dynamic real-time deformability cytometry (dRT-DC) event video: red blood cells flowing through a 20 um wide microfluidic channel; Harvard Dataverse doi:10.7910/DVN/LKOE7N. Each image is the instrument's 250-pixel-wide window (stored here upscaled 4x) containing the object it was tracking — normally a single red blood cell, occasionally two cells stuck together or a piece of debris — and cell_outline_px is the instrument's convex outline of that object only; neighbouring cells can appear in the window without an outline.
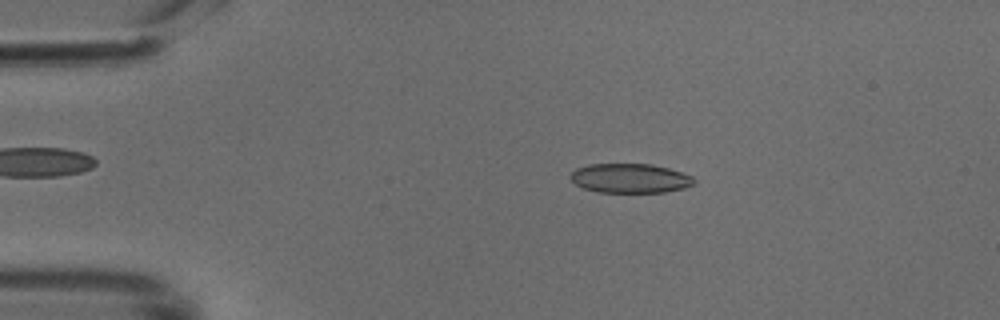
{"species": "common noctule bat (a hibernating species)", "species_latin": "Nyctalus noctula", "temperature_condition": "cold", "stored_images_in_passage": 42, "camera_frame_rate_fps": 3000, "um_per_image_px": 0.085, "animal": {"sex": "male", "body_mass_g": 18.8}, "frame": {"image": 1, "passage_image": 3, "time_ms": 0.667, "image_size_px": [1000, 320], "cell_outline_px": [[696, 184], [684, 188], [664, 192], [596, 192], [584, 188], [576, 184], [572, 180], [572, 172], [576, 168], [588, 164], [652, 164], [668, 168], [692, 176], [696, 180]], "centroid_in_image_um": [53.59, 15.15], "position_along_channel_um": 31.4, "area_um2": 21.1}}
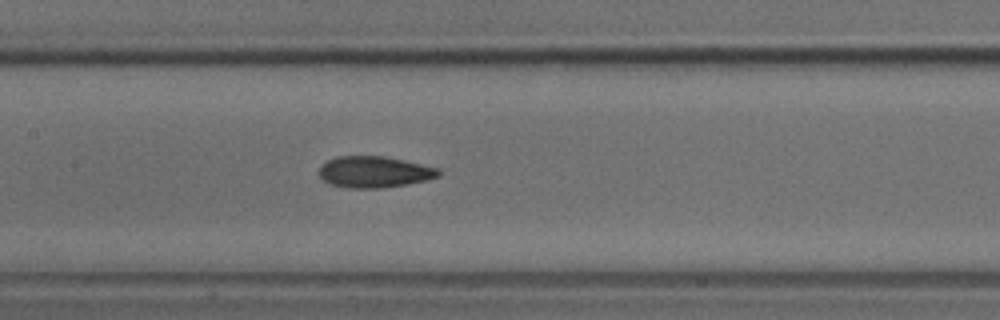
{"frame": {"image": 2, "passage_image": 17, "time_ms": 5.333, "image_size_px": [1000, 320], "cell_outline_px": [[440, 176], [428, 180], [408, 184], [384, 188], [348, 188], [332, 184], [324, 180], [320, 176], [320, 168], [328, 160], [340, 156], [384, 156], [404, 160], [440, 168]], "centroid_in_image_um": [31.88, 14.62], "position_along_channel_um": 175.5, "area_um2": 21.79}}
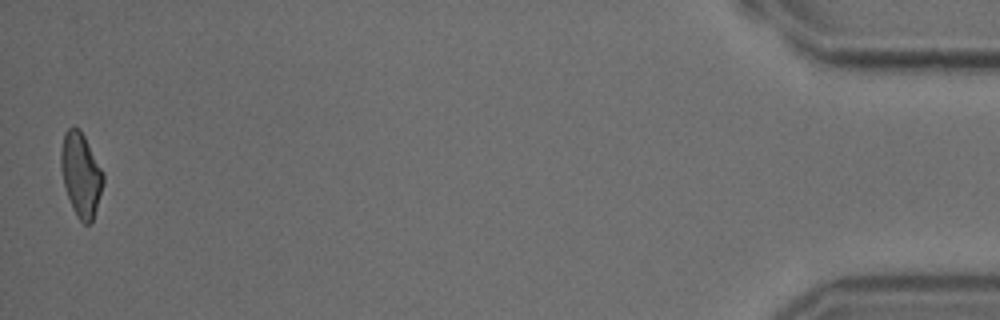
{"frame": {"image": 3, "passage_image": 42, "time_ms": 13.667, "image_size_px": [1000, 320], "cell_outline_px": [[104, 184], [92, 220], [88, 224], [84, 224], [76, 216], [68, 196], [64, 184], [60, 168], [60, 152], [64, 132], [68, 128], [80, 128], [104, 172]], "centroid_in_image_um": [6.88, 14.81], "position_along_channel_um": 428.3, "area_um2": 20.63}}